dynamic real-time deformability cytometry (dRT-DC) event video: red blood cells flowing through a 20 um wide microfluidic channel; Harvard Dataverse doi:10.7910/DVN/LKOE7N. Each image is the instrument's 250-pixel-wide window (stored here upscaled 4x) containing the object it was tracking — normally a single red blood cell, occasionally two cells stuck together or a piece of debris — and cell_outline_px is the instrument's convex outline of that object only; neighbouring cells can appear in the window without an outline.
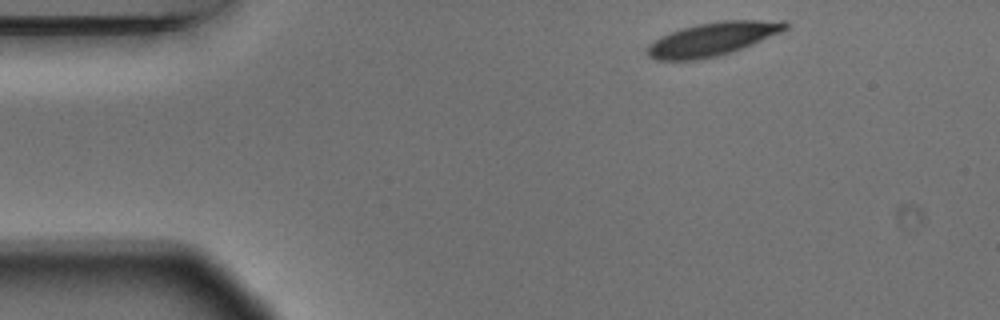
{"species": "Egyptian fruit bat (a non-hibernating species)", "species_latin": "Rousettus aegyptiacus", "temperature_condition": "warm", "stored_images_in_passage": 3, "camera_frame_rate_fps": 3000, "um_per_image_px": 0.085, "animal": {"sex": "male"}, "frame": {"image": 1, "passage_image": 1, "time_ms": 0.0, "image_size_px": [1000, 320], "cell_outline_px": [[788, 28], [780, 32], [752, 44], [732, 52], [716, 56], [696, 60], [656, 60], [648, 56], [648, 44], [652, 40], [660, 36], [696, 24], [720, 20], [784, 20], [788, 24]], "centroid_in_image_um": [60.55, 3.31], "position_along_channel_um": 24.4, "area_um2": 26.76}}
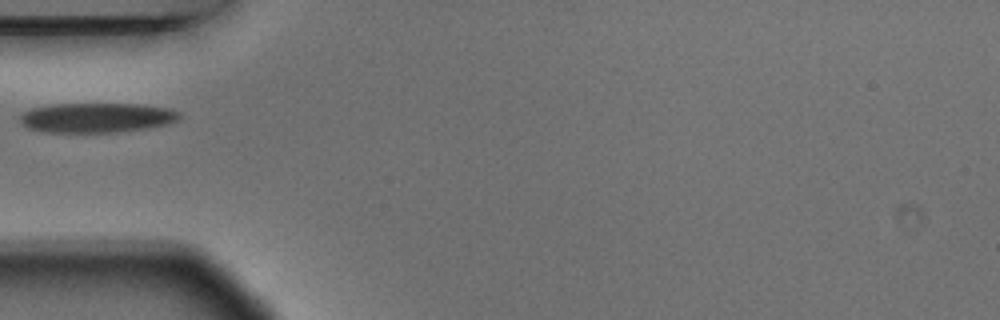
{"frame": {"image": 2, "passage_image": 3, "time_ms": 0.667, "image_size_px": [1000, 320], "cell_outline_px": [[180, 116], [176, 120], [168, 124], [144, 128], [116, 132], [44, 132], [28, 128], [20, 120], [20, 116], [24, 112], [32, 108], [52, 104], [136, 104], [172, 108], [180, 112]], "centroid_in_image_um": [8.23, 9.99], "position_along_channel_um": 76.8, "area_um2": 27.46}}